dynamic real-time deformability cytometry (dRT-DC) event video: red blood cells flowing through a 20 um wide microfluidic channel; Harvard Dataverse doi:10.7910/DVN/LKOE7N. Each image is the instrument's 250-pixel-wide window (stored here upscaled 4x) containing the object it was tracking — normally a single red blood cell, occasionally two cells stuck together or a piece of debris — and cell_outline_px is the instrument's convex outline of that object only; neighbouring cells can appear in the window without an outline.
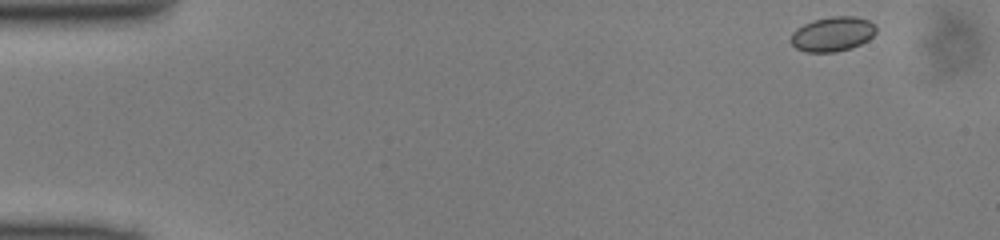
{"species": "common noctule bat (a hibernating species)", "species_latin": "Nyctalus noctula", "temperature_condition": "cold", "stored_images_in_passage": 47, "camera_frame_rate_fps": 3000, "um_per_image_px": 0.085, "animal": {"sex": "male", "body_mass_g": 13.0, "forearm_length_mm": 53.1}, "frame": {"image": 1, "passage_image": 1, "time_ms": 0.0, "image_size_px": [1000, 240], "cell_outline_px": [[876, 32], [868, 40], [852, 48], [836, 52], [804, 52], [796, 48], [788, 40], [792, 32], [796, 28], [804, 24], [816, 20], [832, 16], [856, 16], [868, 20], [876, 24]], "centroid_in_image_um": [70.76, 2.9], "position_along_channel_um": 14.2, "area_um2": 17.4}}
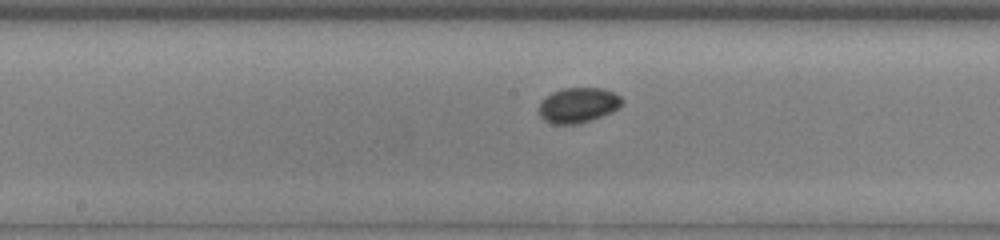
{"frame": {"image": 2, "passage_image": 23, "time_ms": 7.333, "image_size_px": [1000, 240], "cell_outline_px": [[624, 100], [612, 112], [592, 120], [576, 124], [552, 124], [544, 120], [540, 116], [540, 100], [552, 92], [564, 88], [604, 88], [620, 96]], "centroid_in_image_um": [49.13, 8.94], "position_along_channel_um": 199.1, "area_um2": 16.99}}
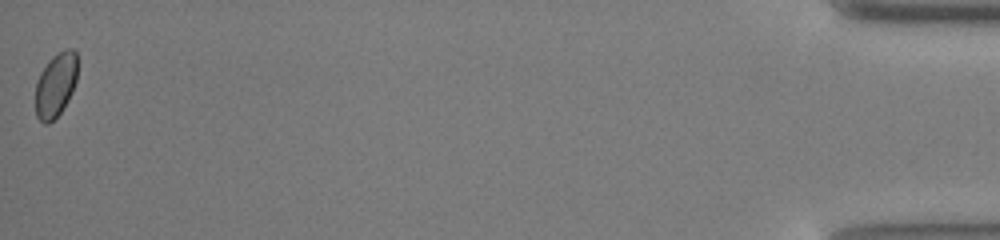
{"frame": {"image": 3, "passage_image": 47, "time_ms": 15.333, "image_size_px": [1000, 240], "cell_outline_px": [[76, 80], [72, 92], [68, 100], [60, 112], [48, 124], [44, 124], [36, 116], [36, 80], [40, 72], [52, 56], [68, 48], [72, 48], [76, 52]], "centroid_in_image_um": [4.72, 7.22], "position_along_channel_um": 430.5, "area_um2": 15.55}}